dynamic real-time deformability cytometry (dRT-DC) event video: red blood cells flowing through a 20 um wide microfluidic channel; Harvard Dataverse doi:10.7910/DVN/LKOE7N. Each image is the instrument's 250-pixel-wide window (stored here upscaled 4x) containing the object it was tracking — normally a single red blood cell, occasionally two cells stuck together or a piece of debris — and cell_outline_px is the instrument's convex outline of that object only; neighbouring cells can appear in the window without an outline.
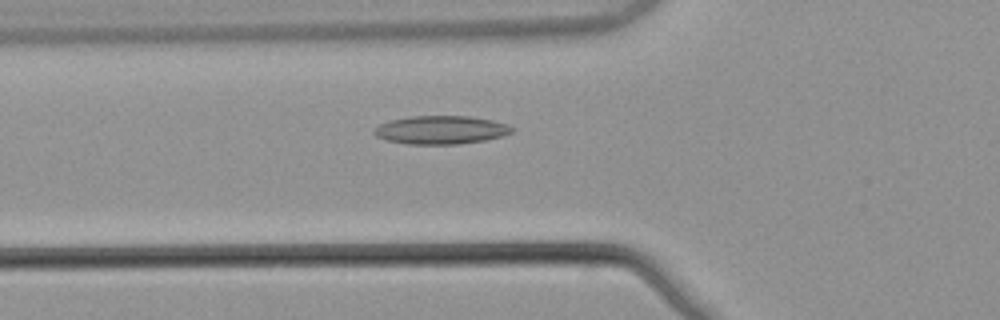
{"species": "common noctule bat (a hibernating species)", "species_latin": "Nyctalus noctula", "temperature_condition": "warm", "stored_images_in_passage": 5, "camera_frame_rate_fps": 3000, "um_per_image_px": 0.085, "animal": {"sex": "male", "body_mass_g": 21.5, "forearm_length_mm": 52.0}, "frame": {"image": 1, "passage_image": 5, "time_ms": 1.333, "image_size_px": [1000, 320], "cell_outline_px": [[516, 128], [512, 132], [500, 136], [484, 140], [456, 144], [408, 144], [384, 140], [376, 136], [372, 132], [372, 128], [380, 124], [392, 120], [408, 116], [468, 116], [492, 120], [508, 124]], "centroid_in_image_um": [37.44, 11.04], "position_along_channel_um": 88.4, "area_um2": 22.83}}